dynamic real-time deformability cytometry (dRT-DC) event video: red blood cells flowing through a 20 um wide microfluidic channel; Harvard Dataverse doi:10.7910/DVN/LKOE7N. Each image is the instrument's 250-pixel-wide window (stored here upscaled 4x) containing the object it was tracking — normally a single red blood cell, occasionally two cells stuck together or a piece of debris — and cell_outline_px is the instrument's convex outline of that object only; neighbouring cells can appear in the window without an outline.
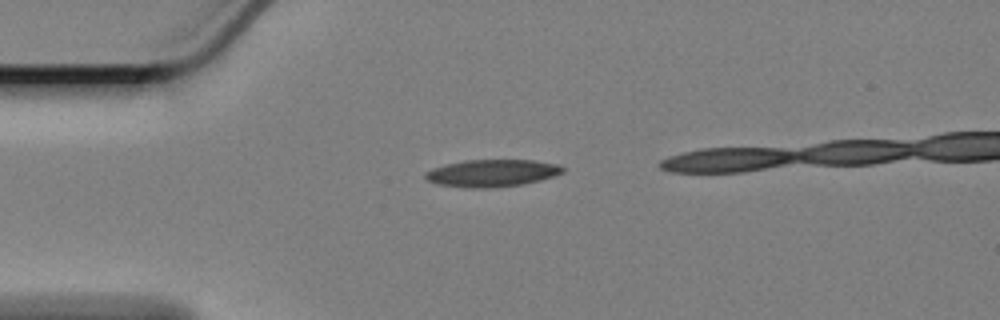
{"species": "Egyptian fruit bat (a non-hibernating species)", "species_latin": "Rousettus aegyptiacus", "temperature_condition": "cold", "stored_images_in_passage": 35, "camera_frame_rate_fps": 3000, "um_per_image_px": 0.085, "animal": {"sex": "female"}, "frame": {"image": 1, "passage_image": 1, "time_ms": 0.0, "image_size_px": [1000, 320], "cell_outline_px": [[564, 172], [540, 180], [524, 184], [496, 188], [460, 188], [436, 184], [428, 180], [424, 176], [424, 172], [432, 168], [464, 160], [532, 160], [556, 164], [564, 168]], "centroid_in_image_um": [41.77, 14.73], "position_along_channel_um": 43.2, "area_um2": 21.96}}
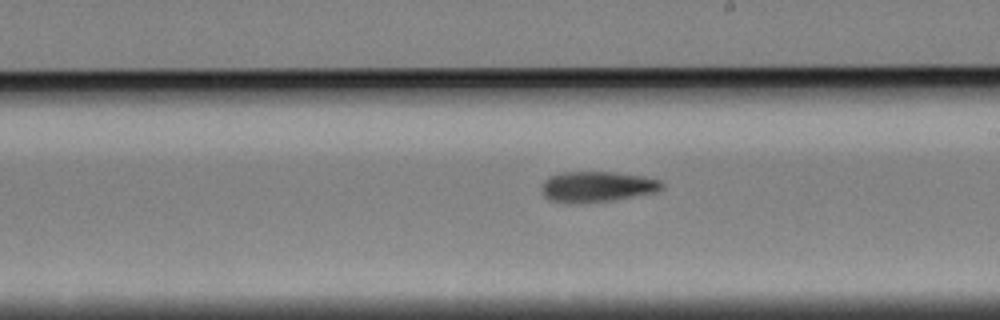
{"frame": {"image": 2, "passage_image": 20, "time_ms": 6.333, "image_size_px": [1000, 320], "cell_outline_px": [[664, 188], [656, 192], [612, 200], [572, 204], [548, 200], [544, 196], [540, 188], [544, 180], [548, 176], [564, 172], [616, 172], [644, 176], [660, 180], [664, 184]], "centroid_in_image_um": [50.73, 15.87], "position_along_channel_um": 238.3, "area_um2": 21.73}}
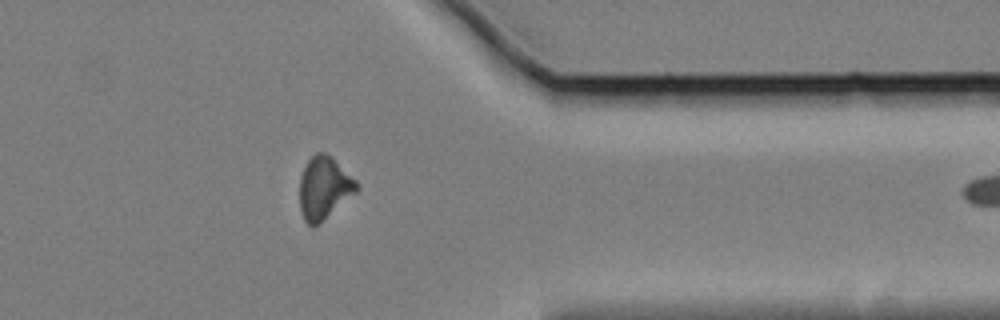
{"frame": {"image": 3, "passage_image": 34, "time_ms": 11.0, "image_size_px": [1000, 320], "cell_outline_px": [[356, 192], [312, 228], [304, 220], [300, 212], [300, 176], [308, 160], [316, 152], [324, 152], [332, 156], [356, 180]], "centroid_in_image_um": [27.51, 15.94], "position_along_channel_um": 383.9, "area_um2": 20.4}}